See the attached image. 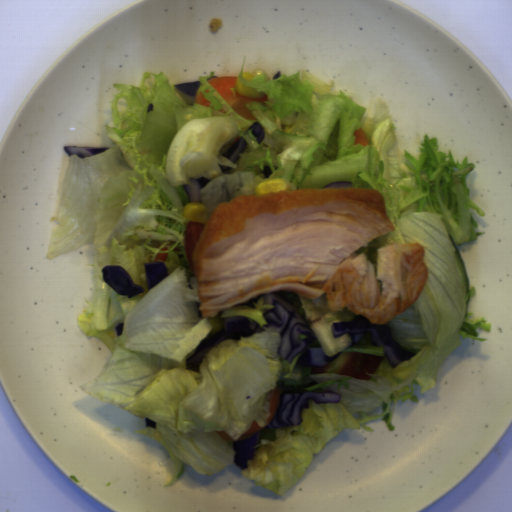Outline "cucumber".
I'll list each match as a JSON object with an SVG mask.
<instances>
[{
  "instance_id": "obj_1",
  "label": "cucumber",
  "mask_w": 512,
  "mask_h": 512,
  "mask_svg": "<svg viewBox=\"0 0 512 512\" xmlns=\"http://www.w3.org/2000/svg\"><path fill=\"white\" fill-rule=\"evenodd\" d=\"M449 239H450L451 243L453 244V246L455 248L456 260H457V264H458V268H459L462 284H463V287H464V291L467 294L469 291H471V289H470V286H469V281H468V276H467L466 268H465V265H464L462 256H461V254L459 252L457 244L454 243V241L452 240L451 237H449Z\"/></svg>"
}]
</instances>
